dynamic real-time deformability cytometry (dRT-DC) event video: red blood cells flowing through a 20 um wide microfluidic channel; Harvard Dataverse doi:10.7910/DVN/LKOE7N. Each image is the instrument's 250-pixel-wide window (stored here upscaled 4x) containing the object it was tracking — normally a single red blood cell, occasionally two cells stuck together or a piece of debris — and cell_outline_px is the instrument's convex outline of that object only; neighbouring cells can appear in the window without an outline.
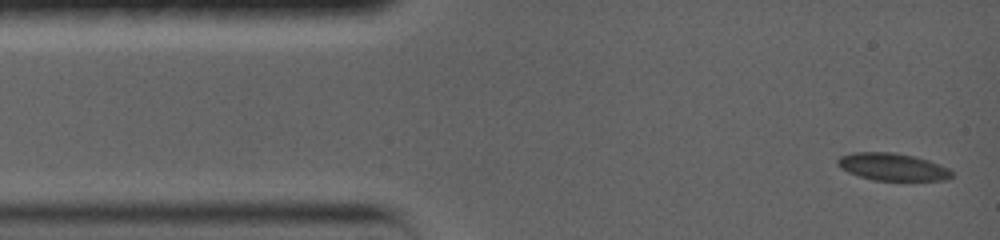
{"species": "common noctule bat (a hibernating species)", "species_latin": "Nyctalus noctula", "temperature_condition": "warm", "stored_images_in_passage": 5, "camera_frame_rate_fps": 5000, "um_per_image_px": 0.085, "animal": {"sex": "female", "body_mass_g": 19.0, "forearm_length_mm": 56.7}, "frame": {"image": 1, "passage_image": 1, "time_ms": 0.0, "image_size_px": [1000, 240], "cell_outline_px": [[952, 176], [948, 180], [872, 180], [848, 172], [840, 168], [836, 164], [836, 160], [840, 156], [852, 152], [896, 152], [928, 160], [948, 168], [952, 172]], "centroid_in_image_um": [75.82, 14.18], "position_along_channel_um": 9.2, "area_um2": 18.21}}
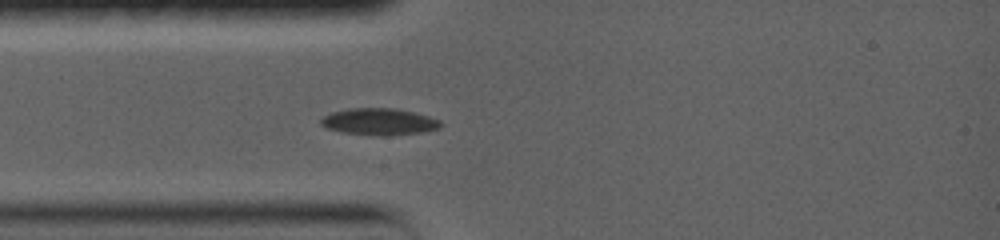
{"frame": {"image": 2, "passage_image": 5, "time_ms": 3.2, "image_size_px": [1000, 240], "cell_outline_px": [[444, 124], [440, 128], [424, 132], [340, 132], [324, 128], [320, 124], [320, 120], [324, 116], [332, 112], [348, 108], [396, 108], [428, 116], [440, 120]], "centroid_in_image_um": [32.2, 10.28], "position_along_channel_um": 52.8, "area_um2": 17.63}}